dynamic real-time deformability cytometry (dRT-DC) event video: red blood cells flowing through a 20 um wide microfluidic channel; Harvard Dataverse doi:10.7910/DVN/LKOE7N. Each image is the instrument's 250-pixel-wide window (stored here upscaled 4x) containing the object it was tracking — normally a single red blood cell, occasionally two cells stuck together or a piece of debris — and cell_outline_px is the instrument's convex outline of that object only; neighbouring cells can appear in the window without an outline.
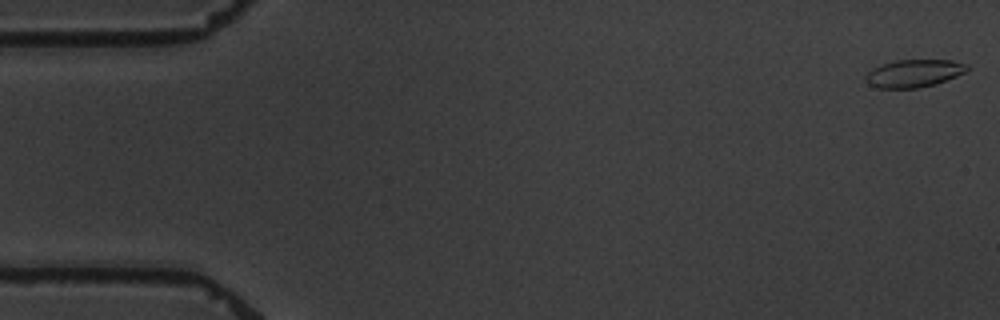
{"species": "common noctule bat (a hibernating species)", "species_latin": "Nyctalus noctula", "temperature_condition": "warm", "stored_images_in_passage": 4, "camera_frame_rate_fps": 3000, "um_per_image_px": 0.085, "animal": {"sex": "male", "body_mass_g": 19.5, "forearm_length_mm": 54.6}, "frame": {"image": 1, "passage_image": 1, "time_ms": 0.0, "image_size_px": [1000, 320], "cell_outline_px": [[968, 68], [964, 72], [956, 76], [936, 84], [920, 88], [880, 88], [868, 84], [864, 80], [864, 76], [872, 68], [880, 64], [896, 60], [952, 60], [968, 64]], "centroid_in_image_um": [77.65, 6.23], "position_along_channel_um": 7.4, "area_um2": 16.47}}
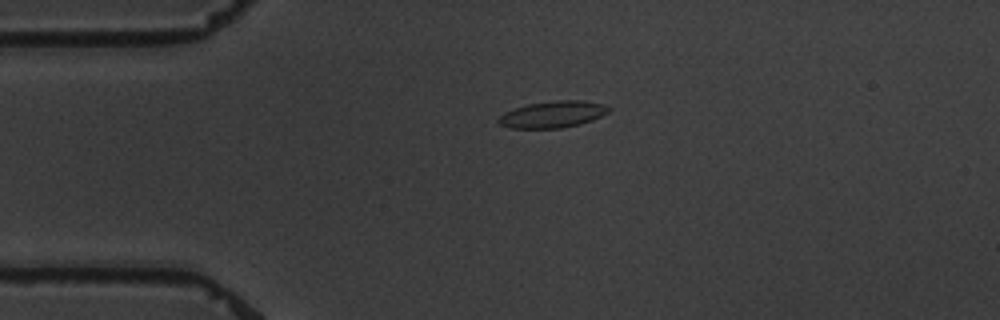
{"frame": {"image": 2, "passage_image": 4, "time_ms": 4.0, "image_size_px": [1000, 320], "cell_outline_px": [[612, 108], [608, 112], [592, 120], [580, 124], [560, 128], [508, 128], [500, 124], [496, 120], [504, 112], [528, 104], [556, 100], [580, 100], [604, 104]], "centroid_in_image_um": [46.98, 9.72], "position_along_channel_um": 38.0, "area_um2": 17.05}}